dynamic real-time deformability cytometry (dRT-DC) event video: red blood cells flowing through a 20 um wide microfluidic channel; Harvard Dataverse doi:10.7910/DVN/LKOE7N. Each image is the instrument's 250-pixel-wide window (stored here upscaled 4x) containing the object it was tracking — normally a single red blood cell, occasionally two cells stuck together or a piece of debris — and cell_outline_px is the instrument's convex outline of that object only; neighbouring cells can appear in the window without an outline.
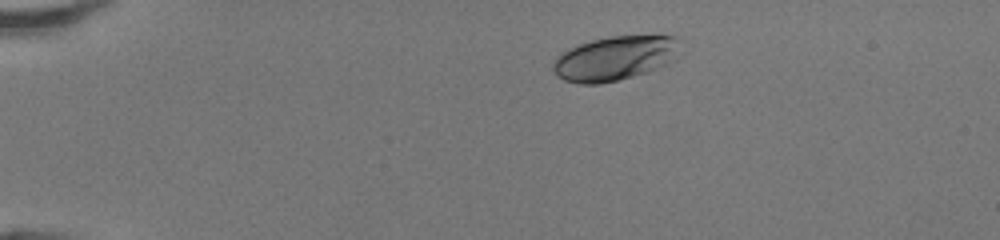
{"species": "human", "species_latin": "Homo sapiens", "temperature_condition": "room temperature", "stored_images_in_passage": 40, "camera_frame_rate_fps": 3000, "um_per_image_px": 0.085, "donor": {"sex": "female"}, "frame": {"image": 1, "passage_image": 1, "time_ms": 0.0, "image_size_px": [1000, 240], "cell_outline_px": [[688, 52], [676, 60], [668, 64], [644, 72], [616, 80], [600, 84], [580, 84], [564, 80], [552, 68], [552, 60], [560, 52], [576, 44], [608, 36], [676, 36]], "centroid_in_image_um": [52.35, 4.92], "position_along_channel_um": 32.6, "area_um2": 33.58}}
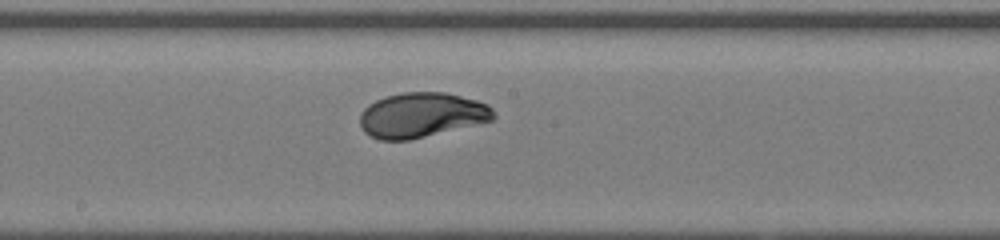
{"frame": {"image": 2, "passage_image": 19, "time_ms": 6.0, "image_size_px": [1000, 240], "cell_outline_px": [[496, 116], [492, 120], [408, 140], [380, 140], [364, 132], [360, 124], [360, 112], [368, 104], [384, 96], [404, 92], [444, 92], [476, 100], [488, 104], [496, 112]], "centroid_in_image_um": [35.81, 9.76], "position_along_channel_um": 212.4, "area_um2": 34.8}}
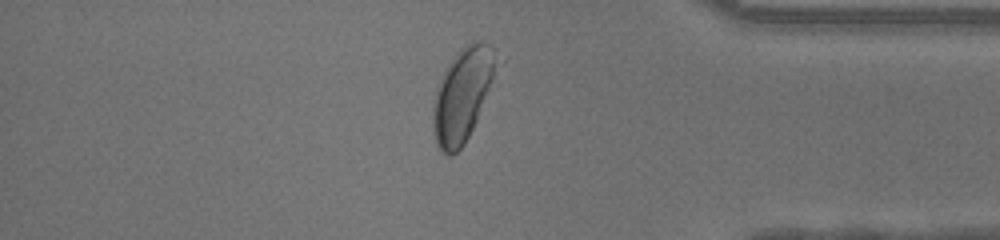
{"frame": {"image": 3, "passage_image": 33, "time_ms": 10.667, "image_size_px": [1000, 240], "cell_outline_px": [[508, 56], [464, 144], [452, 156], [444, 152], [436, 144], [432, 132], [432, 104], [436, 84], [456, 52], [460, 48], [472, 40], [484, 40]], "centroid_in_image_um": [39.44, 7.89], "position_along_channel_um": 395.8, "area_um2": 36.65}, "authors_computed_cell_mechanics": {"area_um2": 34.4199, "velocity_mm_per_s": 4.2701, "shape_relaxation_time_tau1_ms": 2.3872, "shape_relaxation_time_tau2_ms": null, "deformation_change_tau1": 0.1543, "deformation_change_tau2": null}}